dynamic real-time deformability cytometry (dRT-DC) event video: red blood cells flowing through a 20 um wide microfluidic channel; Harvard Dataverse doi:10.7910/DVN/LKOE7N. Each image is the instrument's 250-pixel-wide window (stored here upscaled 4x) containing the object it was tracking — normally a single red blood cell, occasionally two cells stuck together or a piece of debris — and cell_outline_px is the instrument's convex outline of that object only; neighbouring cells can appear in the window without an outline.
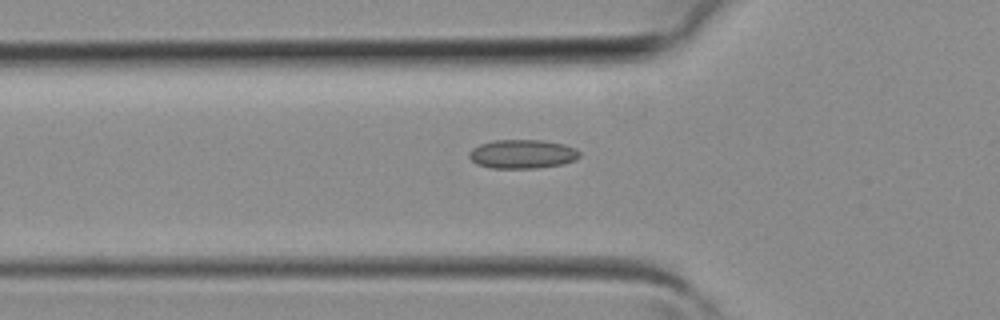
{"species": "common noctule bat (a hibernating species)", "species_latin": "Nyctalus noctula", "temperature_condition": "room temperature", "stored_images_in_passage": 33, "camera_frame_rate_fps": 3000, "um_per_image_px": 0.085, "animal": {"sex": "female", "body_mass_g": 19.3, "forearm_length_mm": 54.1}, "frame": {"image": 1, "passage_image": 9, "time_ms": 2.667, "image_size_px": [1000, 320], "cell_outline_px": [[580, 156], [576, 160], [564, 164], [536, 168], [492, 168], [476, 164], [468, 156], [468, 152], [472, 148], [480, 144], [496, 140], [544, 140], [564, 144], [576, 148], [580, 152]], "centroid_in_image_um": [44.42, 13.09], "position_along_channel_um": 81.4, "area_um2": 18.79}}
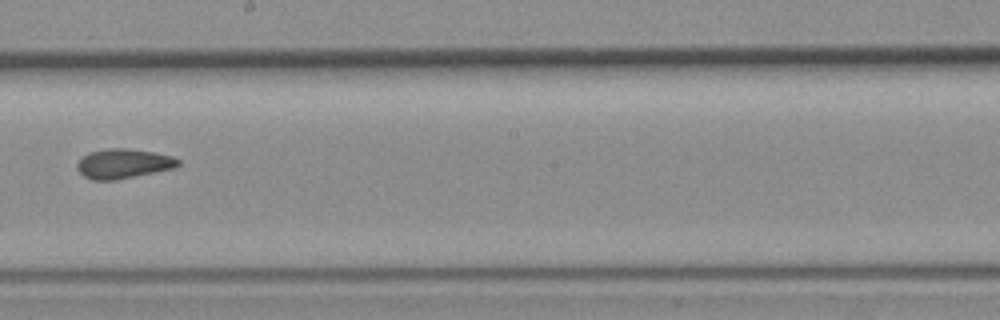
{"frame": {"image": 2, "passage_image": 18, "time_ms": 5.667, "image_size_px": [1000, 320], "cell_outline_px": [[180, 164], [176, 168], [116, 180], [92, 180], [84, 176], [76, 168], [76, 164], [88, 152], [108, 148], [124, 148], [156, 152], [172, 156], [180, 160]], "centroid_in_image_um": [10.51, 13.91], "position_along_channel_um": 237.7, "area_um2": 17.57}}
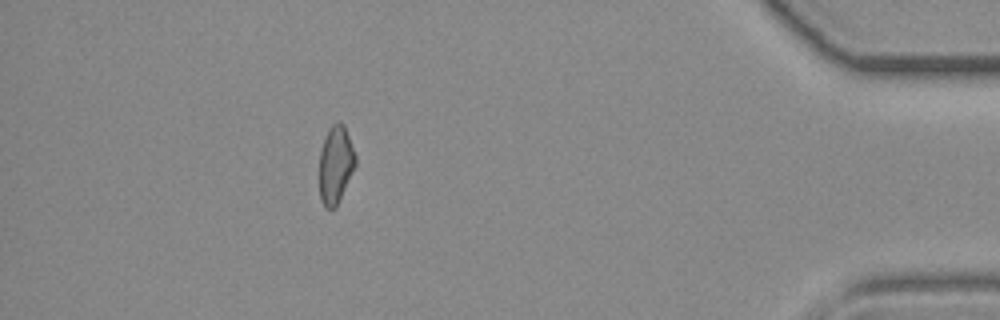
{"frame": {"image": 3, "passage_image": 31, "time_ms": 10.0, "image_size_px": [1000, 320], "cell_outline_px": [[356, 164], [336, 208], [324, 208], [320, 200], [320, 152], [328, 128], [332, 124], [344, 124], [356, 156]], "centroid_in_image_um": [28.52, 14.03], "position_along_channel_um": 406.7, "area_um2": 16.18}}